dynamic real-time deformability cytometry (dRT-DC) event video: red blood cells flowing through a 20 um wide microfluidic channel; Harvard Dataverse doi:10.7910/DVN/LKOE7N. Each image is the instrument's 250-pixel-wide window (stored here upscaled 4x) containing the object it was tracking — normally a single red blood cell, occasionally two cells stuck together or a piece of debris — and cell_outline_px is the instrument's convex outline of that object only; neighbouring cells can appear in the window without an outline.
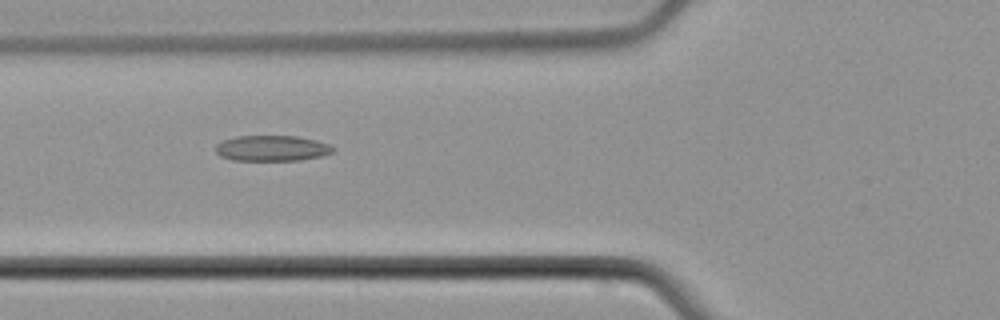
{"species": "common noctule bat (a hibernating species)", "species_latin": "Nyctalus noctula", "temperature_condition": "cold", "stored_images_in_passage": 5, "camera_frame_rate_fps": 3000, "um_per_image_px": 0.085, "animal": {"sex": "male", "body_mass_g": 21.5, "forearm_length_mm": 52.0}, "frame": {"image": 1, "passage_image": 4, "time_ms": 4.333, "image_size_px": [1000, 320], "cell_outline_px": [[336, 148], [332, 152], [324, 156], [300, 160], [232, 160], [220, 156], [216, 152], [216, 144], [224, 140], [236, 136], [296, 136], [316, 140], [328, 144]], "centroid_in_image_um": [23.13, 12.6], "position_along_channel_um": 102.7, "area_um2": 17.57}}
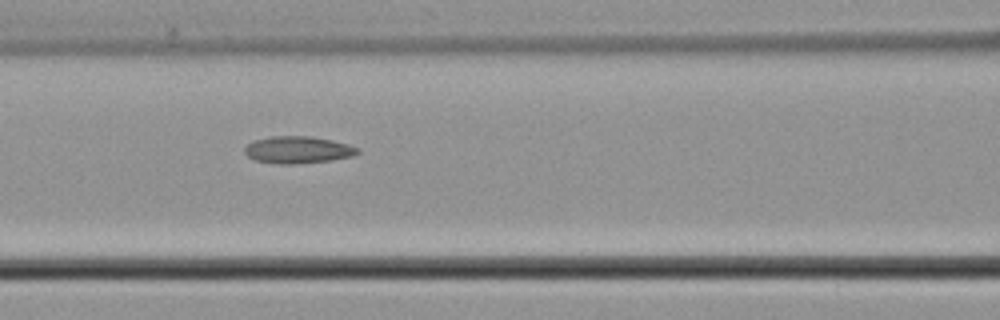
{"frame": {"image": 2, "passage_image": 5, "time_ms": 5.333, "image_size_px": [1000, 320], "cell_outline_px": [[360, 152], [352, 156], [332, 160], [292, 164], [276, 164], [256, 160], [248, 156], [244, 152], [244, 148], [252, 140], [272, 136], [312, 136], [332, 140], [348, 144], [360, 148]], "centroid_in_image_um": [25.32, 12.73], "position_along_channel_um": 141.3, "area_um2": 17.92}}